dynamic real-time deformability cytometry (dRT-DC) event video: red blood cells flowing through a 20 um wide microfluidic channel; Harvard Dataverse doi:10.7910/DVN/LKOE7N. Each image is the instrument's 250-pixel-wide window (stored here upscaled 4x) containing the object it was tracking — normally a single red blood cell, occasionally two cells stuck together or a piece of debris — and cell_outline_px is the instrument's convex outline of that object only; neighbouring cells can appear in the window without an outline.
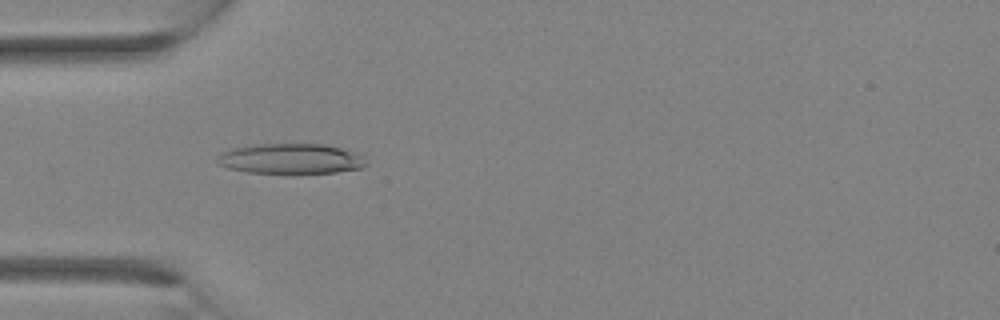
{"species": "Egyptian fruit bat (a non-hibernating species)", "species_latin": "Rousettus aegyptiacus", "temperature_condition": "room temperature", "stored_images_in_passage": 12, "camera_frame_rate_fps": 3000, "um_per_image_px": 0.085, "animal": {"sex": "female"}, "frame": {"image": 1, "passage_image": 10, "time_ms": 3.0, "image_size_px": [1000, 320], "cell_outline_px": [[368, 164], [360, 168], [336, 172], [296, 176], [292, 176], [248, 172], [228, 168], [216, 164], [216, 156], [232, 148], [260, 144], [324, 144], [340, 148], [364, 156]], "centroid_in_image_um": [24.7, 13.54], "position_along_channel_um": 60.3, "area_um2": 27.17}}
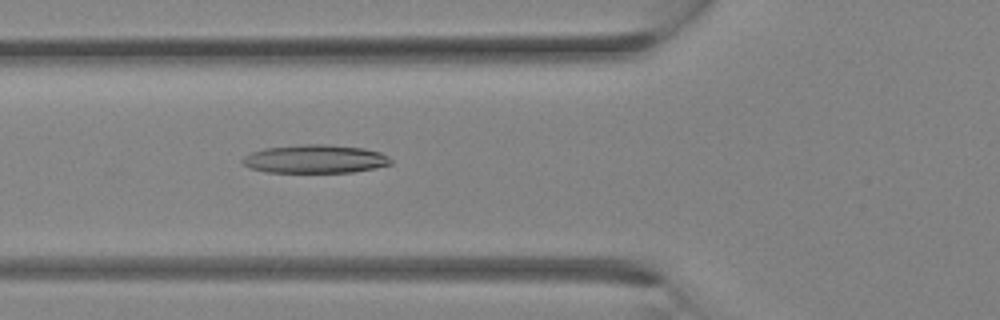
{"frame": {"image": 2, "passage_image": 12, "time_ms": 3.667, "image_size_px": [1000, 320], "cell_outline_px": [[392, 164], [376, 168], [352, 172], [264, 172], [248, 168], [240, 160], [244, 156], [252, 152], [264, 148], [304, 144], [324, 144], [364, 148], [380, 152], [388, 156], [392, 160]], "centroid_in_image_um": [26.78, 13.51], "position_along_channel_um": 99.0, "area_um2": 24.68}}